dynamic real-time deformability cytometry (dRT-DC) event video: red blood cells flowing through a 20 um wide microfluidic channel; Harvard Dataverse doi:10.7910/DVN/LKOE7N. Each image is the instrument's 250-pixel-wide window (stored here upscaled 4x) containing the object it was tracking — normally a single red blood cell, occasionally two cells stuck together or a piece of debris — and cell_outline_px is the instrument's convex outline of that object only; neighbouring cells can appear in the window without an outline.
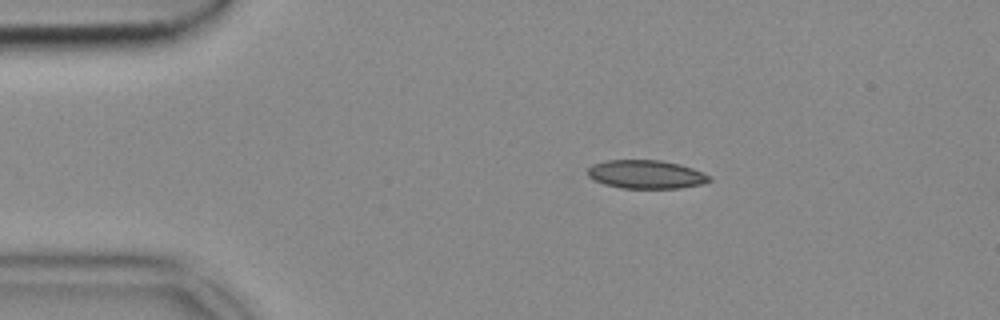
{"species": "common noctule bat (a hibernating species)", "species_latin": "Nyctalus noctula", "temperature_condition": "cold", "stored_images_in_passage": 34, "camera_frame_rate_fps": 3000, "um_per_image_px": 0.085, "animal": {"sex": "female", "body_mass_g": 18.4}, "frame": {"image": 1, "passage_image": 1, "time_ms": 0.0, "image_size_px": [1000, 320], "cell_outline_px": [[712, 180], [704, 184], [680, 188], [620, 188], [604, 184], [592, 180], [588, 176], [588, 168], [592, 164], [604, 160], [660, 160], [680, 164], [692, 168], [712, 176]], "centroid_in_image_um": [54.92, 14.82], "position_along_channel_um": 30.1, "area_um2": 20.46}}
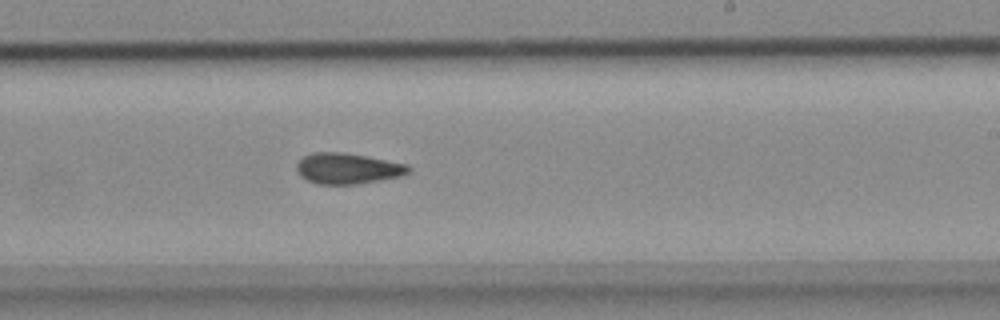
{"frame": {"image": 2, "passage_image": 23, "time_ms": 7.333, "image_size_px": [1000, 320], "cell_outline_px": [[412, 168], [408, 172], [400, 176], [356, 184], [316, 184], [300, 176], [296, 172], [296, 164], [304, 156], [312, 152], [344, 152], [408, 164]], "centroid_in_image_um": [29.52, 14.31], "position_along_channel_um": 259.5, "area_um2": 20.06}}
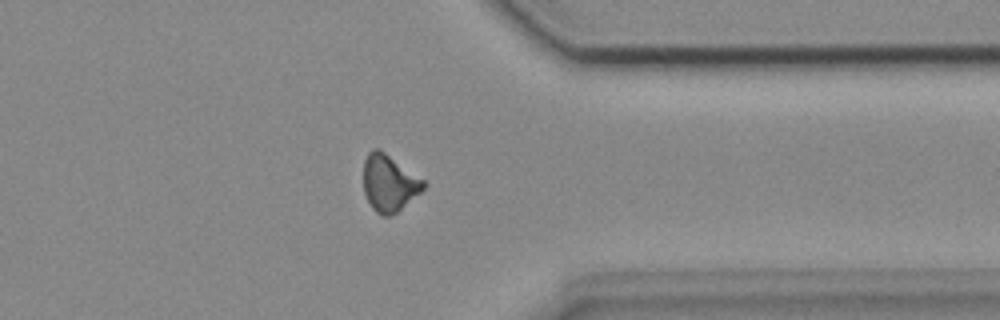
{"frame": {"image": 3, "passage_image": 33, "time_ms": 10.667, "image_size_px": [1000, 320], "cell_outline_px": [[428, 184], [420, 192], [396, 212], [388, 216], [380, 216], [372, 208], [364, 192], [364, 160], [368, 152], [372, 148], [380, 148], [424, 180]], "centroid_in_image_um": [33.06, 15.53], "position_along_channel_um": 378.3, "area_um2": 19.77}}